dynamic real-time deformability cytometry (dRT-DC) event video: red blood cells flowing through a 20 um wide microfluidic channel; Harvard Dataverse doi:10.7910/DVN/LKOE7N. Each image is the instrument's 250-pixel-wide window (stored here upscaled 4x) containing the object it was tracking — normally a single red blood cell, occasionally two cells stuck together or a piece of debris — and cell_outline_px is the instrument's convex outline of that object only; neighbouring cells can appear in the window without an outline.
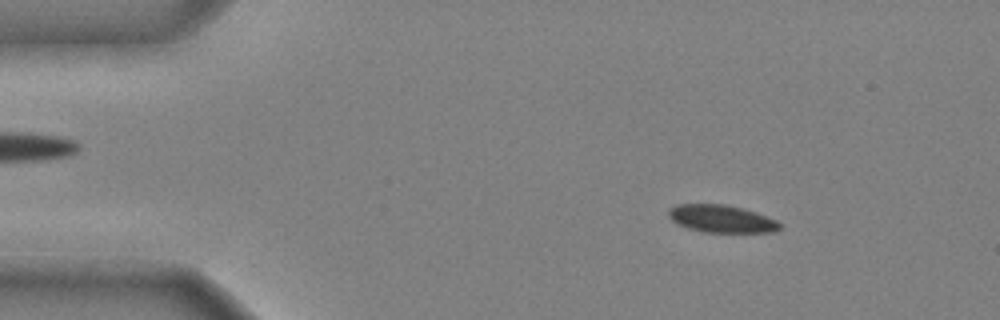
{"species": "common noctule bat (a hibernating species)", "species_latin": "Nyctalus noctula", "temperature_condition": "cold", "stored_images_in_passage": 48, "camera_frame_rate_fps": 3000, "um_per_image_px": 0.085, "animal": {"sex": "male", "body_mass_g": 20.4}, "frame": {"image": 1, "passage_image": 7, "time_ms": 2.0, "image_size_px": [1000, 320], "cell_outline_px": [[780, 228], [772, 232], [704, 232], [688, 228], [676, 224], [668, 216], [668, 208], [676, 204], [724, 204], [756, 212], [776, 220], [780, 224]], "centroid_in_image_um": [61.27, 18.59], "position_along_channel_um": 23.7, "area_um2": 17.8}}
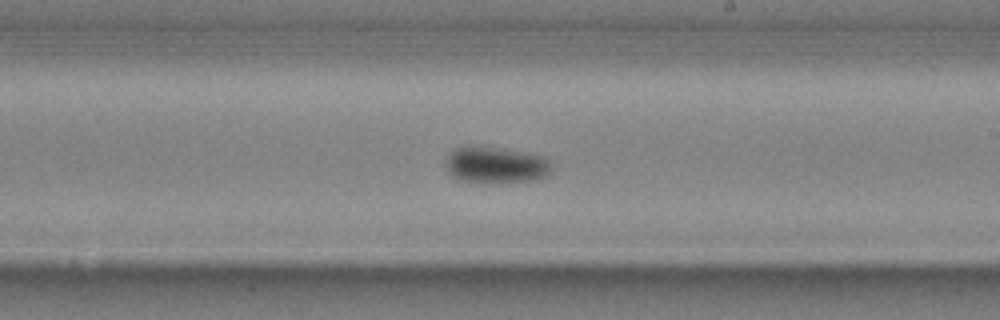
{"frame": {"image": 2, "passage_image": 29, "time_ms": 9.333, "image_size_px": [1000, 320], "cell_outline_px": [[552, 172], [548, 176], [532, 180], [492, 184], [460, 180], [452, 176], [448, 172], [444, 164], [444, 160], [452, 148], [492, 148], [524, 152], [544, 156], [552, 160]], "centroid_in_image_um": [42.17, 14.07], "position_along_channel_um": 246.8, "area_um2": 22.72}}
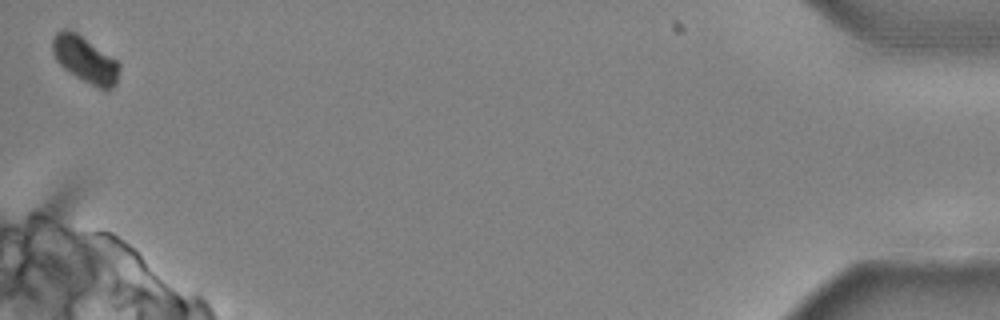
{"frame": {"image": 3, "passage_image": 48, "time_ms": 15.667, "image_size_px": [1000, 320], "cell_outline_px": [[120, 68], [116, 84], [112, 88], [100, 88], [76, 76], [64, 68], [56, 60], [52, 52], [52, 40], [56, 32], [64, 28], [68, 28], [76, 32], [116, 60], [120, 64]], "centroid_in_image_um": [7.21, 5.03], "position_along_channel_um": 428.0, "area_um2": 17.69}, "authors_computed_cell_mechanics": {"area_um2": 19.3919, "velocity_mm_per_s": 3.9605, "shape_relaxation_time_tau1_ms": 3.741, "shape_relaxation_time_tau2_ms": null, "deformation_change_tau1": 0.1161, "deformation_change_tau2": null}}